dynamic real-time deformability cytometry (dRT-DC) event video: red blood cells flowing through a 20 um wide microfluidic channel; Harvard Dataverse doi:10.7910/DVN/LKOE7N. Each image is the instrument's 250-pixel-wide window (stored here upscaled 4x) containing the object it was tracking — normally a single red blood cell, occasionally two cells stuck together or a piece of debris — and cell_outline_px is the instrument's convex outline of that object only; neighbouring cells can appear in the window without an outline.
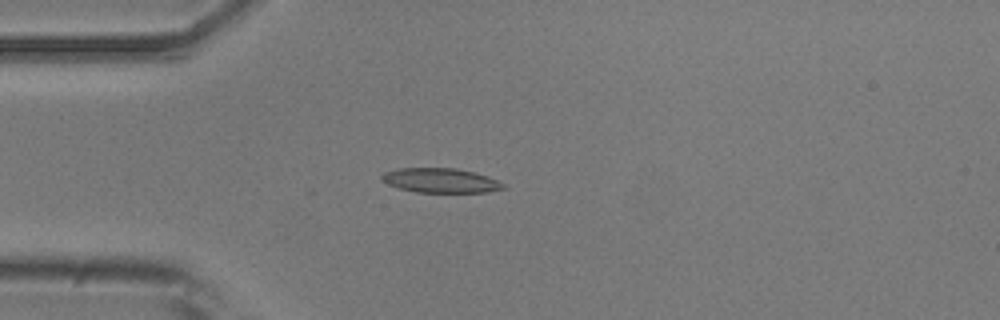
{"species": "common noctule bat (a hibernating species)", "species_latin": "Nyctalus noctula", "temperature_condition": "room temperature", "stored_images_in_passage": 2, "camera_frame_rate_fps": 3000, "um_per_image_px": 0.085, "animal": {"sex": "male", "body_mass_g": 20.5, "forearm_length_mm": 52.5}, "frame": {"image": 1, "passage_image": 2, "time_ms": 1.0, "image_size_px": [1000, 320], "cell_outline_px": [[508, 188], [484, 192], [416, 192], [400, 188], [388, 184], [380, 180], [380, 176], [384, 172], [400, 168], [456, 168], [488, 176], [504, 184]], "centroid_in_image_um": [37.43, 15.34], "position_along_channel_um": 47.6, "area_um2": 17.28}}